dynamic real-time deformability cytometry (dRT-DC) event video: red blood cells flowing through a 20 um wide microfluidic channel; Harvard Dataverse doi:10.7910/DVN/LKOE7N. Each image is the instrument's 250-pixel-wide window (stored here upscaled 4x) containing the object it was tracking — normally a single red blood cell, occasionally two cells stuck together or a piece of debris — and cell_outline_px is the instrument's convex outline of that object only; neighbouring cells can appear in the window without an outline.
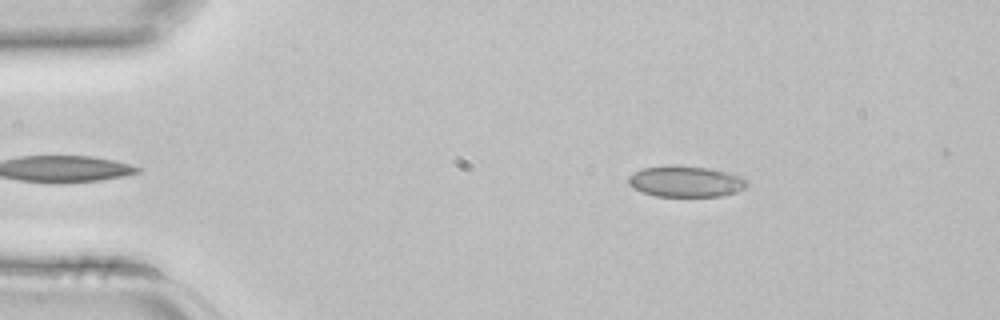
{"species": "common noctule bat (a hibernating species)", "species_latin": "Nyctalus noctula", "temperature_condition": "room temperature", "stored_images_in_passage": 5, "camera_frame_rate_fps": 3000, "um_per_image_px": 0.085, "animal": {"sex": "female", "body_mass_g": 22.7, "forearm_length_mm": 54.2}, "frame": {"image": 1, "passage_image": 5, "time_ms": 1.333, "image_size_px": [1000, 320], "cell_outline_px": [[748, 184], [744, 188], [736, 192], [724, 196], [656, 196], [632, 188], [628, 184], [628, 176], [644, 168], [672, 164], [676, 164], [708, 168], [744, 176], [748, 180]], "centroid_in_image_um": [58.31, 15.41], "position_along_channel_um": 26.7, "area_um2": 21.68}}